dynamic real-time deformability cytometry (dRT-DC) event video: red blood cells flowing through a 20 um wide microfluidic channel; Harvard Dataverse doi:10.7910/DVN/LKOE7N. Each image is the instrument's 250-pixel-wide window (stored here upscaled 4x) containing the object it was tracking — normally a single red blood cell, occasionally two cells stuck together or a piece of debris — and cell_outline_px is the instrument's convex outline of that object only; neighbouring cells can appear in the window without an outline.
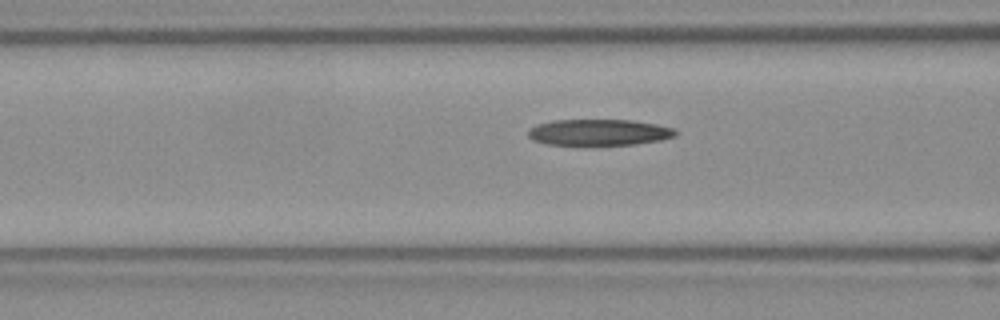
{"species": "Egyptian fruit bat (a non-hibernating species)", "species_latin": "Rousettus aegyptiacus", "temperature_condition": "room temperature", "stored_images_in_passage": 16, "camera_frame_rate_fps": 3000, "um_per_image_px": 0.085, "frame": {"image": 1, "passage_image": 14, "time_ms": 4.333, "image_size_px": [1000, 320], "cell_outline_px": [[676, 136], [660, 140], [636, 144], [548, 144], [532, 140], [528, 136], [528, 128], [536, 124], [552, 120], [632, 120], [656, 124], [672, 128], [676, 132]], "centroid_in_image_um": [50.87, 11.23], "position_along_channel_um": 115.7, "area_um2": 22.31}}